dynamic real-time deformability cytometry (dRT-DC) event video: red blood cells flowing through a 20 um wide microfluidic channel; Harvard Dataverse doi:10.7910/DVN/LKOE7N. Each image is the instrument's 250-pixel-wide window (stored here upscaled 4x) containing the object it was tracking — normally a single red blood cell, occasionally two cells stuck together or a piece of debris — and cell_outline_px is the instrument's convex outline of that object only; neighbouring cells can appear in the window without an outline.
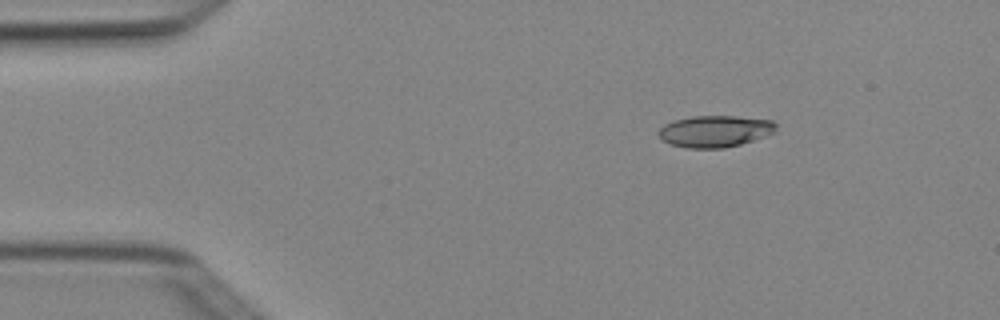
{"species": "Egyptian fruit bat (a non-hibernating species)", "species_latin": "Rousettus aegyptiacus", "temperature_condition": "cold", "stored_images_in_passage": 4, "camera_frame_rate_fps": 3000, "um_per_image_px": 0.085, "animal": {"sex": "female"}, "frame": {"image": 1, "passage_image": 3, "time_ms": 0.667, "image_size_px": [1000, 320], "cell_outline_px": [[776, 132], [740, 144], [724, 148], [688, 148], [668, 144], [660, 140], [656, 132], [664, 124], [672, 120], [692, 116], [736, 116], [772, 120], [776, 124]], "centroid_in_image_um": [60.71, 11.15], "position_along_channel_um": 24.3, "area_um2": 21.91}}